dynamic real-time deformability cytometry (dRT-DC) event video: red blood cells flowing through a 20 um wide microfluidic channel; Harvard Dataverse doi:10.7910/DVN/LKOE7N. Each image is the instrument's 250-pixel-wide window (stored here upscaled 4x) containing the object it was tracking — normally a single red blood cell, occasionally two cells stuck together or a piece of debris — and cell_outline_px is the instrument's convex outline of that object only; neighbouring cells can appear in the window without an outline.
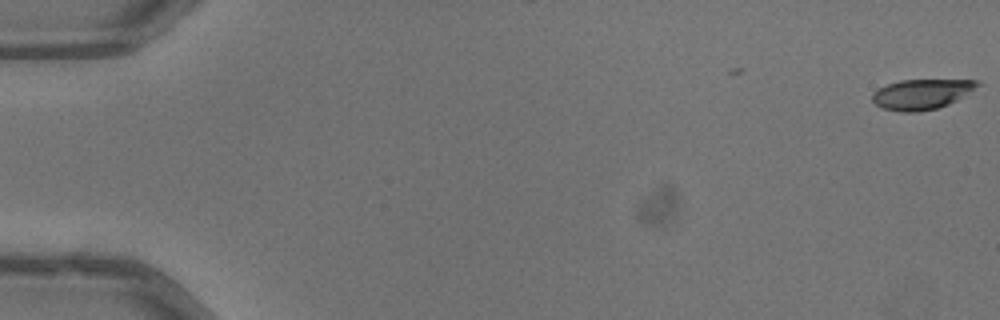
{"species": "common noctule bat (a hibernating species)", "species_latin": "Nyctalus noctula", "temperature_condition": "warm", "stored_images_in_passage": 7, "camera_frame_rate_fps": 3000, "um_per_image_px": 0.085, "animal": {"sex": "male", "body_mass_g": 13.3}, "frame": {"image": 1, "passage_image": 1, "time_ms": 0.0, "image_size_px": [1000, 320], "cell_outline_px": [[984, 84], [956, 100], [948, 104], [936, 108], [916, 112], [900, 112], [884, 108], [876, 104], [872, 100], [872, 92], [888, 84], [900, 80], [980, 80]], "centroid_in_image_um": [78.38, 7.99], "position_along_channel_um": 6.6, "area_um2": 18.44}}